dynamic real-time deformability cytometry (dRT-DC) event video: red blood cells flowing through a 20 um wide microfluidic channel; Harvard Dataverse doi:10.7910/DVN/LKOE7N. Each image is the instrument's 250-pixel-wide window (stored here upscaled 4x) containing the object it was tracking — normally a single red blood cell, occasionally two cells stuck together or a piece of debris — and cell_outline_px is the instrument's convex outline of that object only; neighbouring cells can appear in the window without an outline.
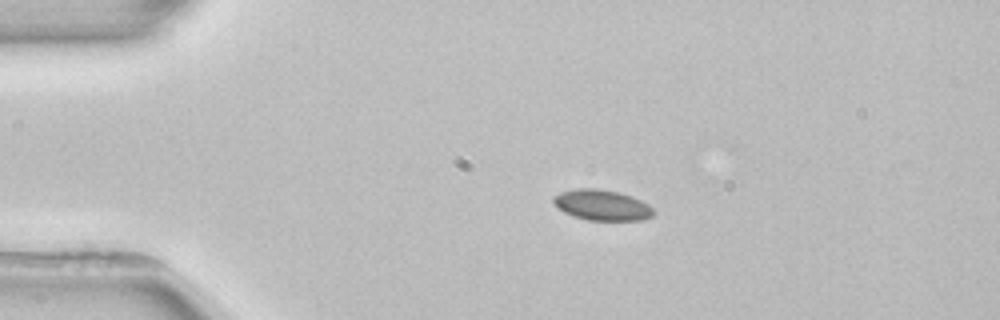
{"species": "common noctule bat (a hibernating species)", "species_latin": "Nyctalus noctula", "temperature_condition": "room temperature", "stored_images_in_passage": 2, "camera_frame_rate_fps": 3000, "um_per_image_px": 0.085, "animal": {"sex": "female", "body_mass_g": 22.7, "forearm_length_mm": 54.2}, "frame": {"image": 1, "passage_image": 1, "time_ms": 0.0, "image_size_px": [1000, 320], "cell_outline_px": [[652, 216], [640, 220], [588, 220], [572, 216], [556, 208], [552, 200], [552, 196], [560, 192], [576, 188], [596, 188], [616, 192], [632, 196], [648, 204], [652, 208]], "centroid_in_image_um": [51.09, 17.43], "position_along_channel_um": 33.9, "area_um2": 17.86}}